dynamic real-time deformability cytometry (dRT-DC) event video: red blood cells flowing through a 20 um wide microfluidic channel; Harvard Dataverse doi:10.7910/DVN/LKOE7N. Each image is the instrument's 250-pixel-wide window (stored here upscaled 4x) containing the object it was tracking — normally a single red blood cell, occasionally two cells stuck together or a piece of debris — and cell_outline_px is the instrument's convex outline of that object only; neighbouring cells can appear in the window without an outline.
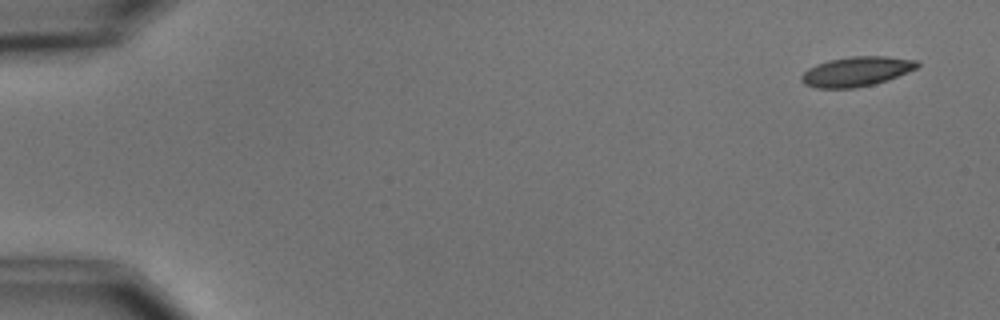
{"species": "common noctule bat (a hibernating species)", "species_latin": "Nyctalus noctula", "temperature_condition": "cold", "stored_images_in_passage": 4, "camera_frame_rate_fps": 3000, "um_per_image_px": 0.085, "animal": {"sex": "male", "body_mass_g": 15.6}, "frame": {"image": 1, "passage_image": 1, "time_ms": 0.0, "image_size_px": [1000, 320], "cell_outline_px": [[920, 64], [916, 68], [908, 72], [888, 80], [856, 88], [816, 88], [804, 84], [800, 80], [800, 76], [808, 68], [816, 64], [828, 60], [852, 56], [888, 56], [920, 60]], "centroid_in_image_um": [72.8, 6.07], "position_along_channel_um": 12.2, "area_um2": 20.23}}
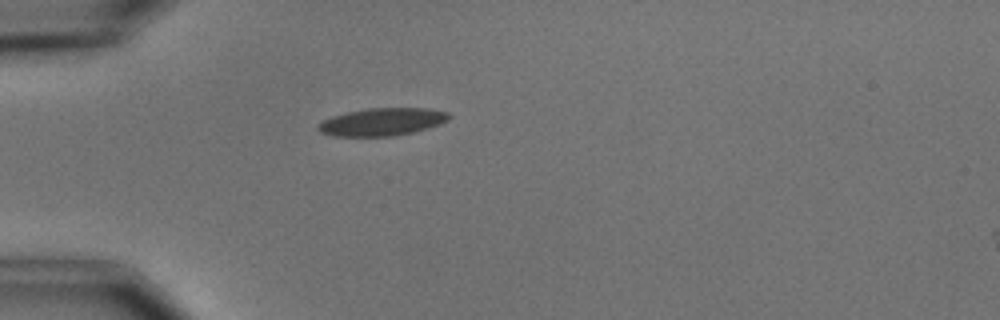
{"frame": {"image": 2, "passage_image": 4, "time_ms": 4.333, "image_size_px": [1000, 320], "cell_outline_px": [[452, 116], [448, 120], [440, 124], [412, 132], [392, 136], [332, 136], [320, 132], [316, 128], [324, 120], [332, 116], [348, 112], [368, 108], [428, 108], [448, 112]], "centroid_in_image_um": [32.5, 10.35], "position_along_channel_um": 52.5, "area_um2": 20.98}}